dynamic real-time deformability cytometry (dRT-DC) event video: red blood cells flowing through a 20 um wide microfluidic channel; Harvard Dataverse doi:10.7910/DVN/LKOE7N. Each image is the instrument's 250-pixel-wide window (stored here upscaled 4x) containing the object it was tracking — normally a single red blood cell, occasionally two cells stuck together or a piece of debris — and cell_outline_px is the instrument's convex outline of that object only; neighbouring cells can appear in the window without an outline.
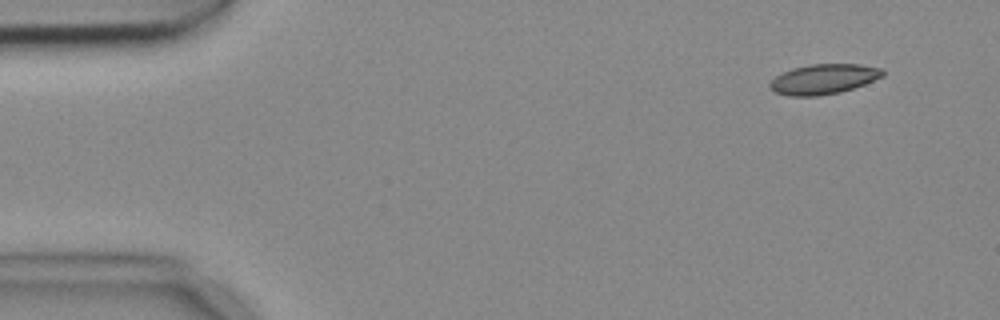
{"species": "common noctule bat (a hibernating species)", "species_latin": "Nyctalus noctula", "temperature_condition": "cold", "stored_images_in_passage": 4, "camera_frame_rate_fps": 3000, "um_per_image_px": 0.085, "animal": {"sex": "female", "body_mass_g": 18.4}, "frame": {"image": 1, "passage_image": 1, "time_ms": 0.0, "image_size_px": [1000, 320], "cell_outline_px": [[884, 76], [864, 84], [840, 92], [816, 96], [788, 96], [776, 92], [768, 84], [776, 76], [792, 68], [812, 64], [860, 64], [880, 68], [884, 72]], "centroid_in_image_um": [70.01, 6.72], "position_along_channel_um": 15.0, "area_um2": 19.54}}
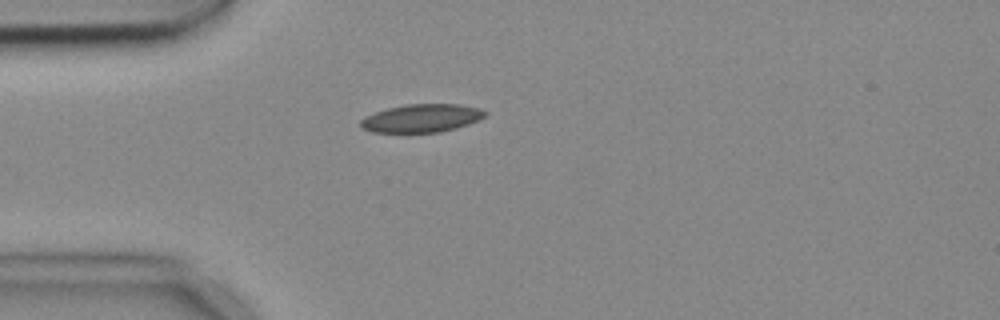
{"frame": {"image": 2, "passage_image": 3, "time_ms": 0.667, "image_size_px": [1000, 320], "cell_outline_px": [[488, 112], [484, 116], [476, 120], [456, 128], [440, 132], [372, 132], [364, 128], [360, 124], [360, 120], [364, 116], [388, 108], [404, 104], [460, 104], [476, 108]], "centroid_in_image_um": [35.8, 10.04], "position_along_channel_um": 49.2, "area_um2": 20.11}}